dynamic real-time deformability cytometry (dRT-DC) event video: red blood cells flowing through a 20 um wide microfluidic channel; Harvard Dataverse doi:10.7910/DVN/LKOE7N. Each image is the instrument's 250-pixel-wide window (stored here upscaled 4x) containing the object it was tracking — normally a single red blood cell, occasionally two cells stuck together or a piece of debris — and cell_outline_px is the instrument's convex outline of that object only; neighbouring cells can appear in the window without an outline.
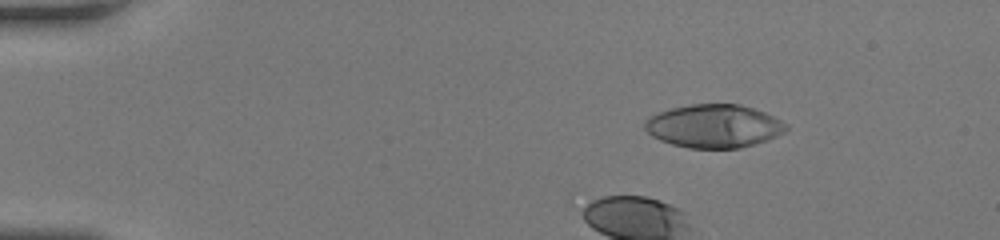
{"species": "human", "species_latin": "Homo sapiens", "temperature_condition": "room temperature", "stored_images_in_passage": 40, "camera_frame_rate_fps": 3000, "um_per_image_px": 0.085, "donor": {"sex": "female"}, "frame": {"image": 1, "passage_image": 7, "time_ms": 2.0, "image_size_px": [1000, 240], "cell_outline_px": [[788, 128], [784, 132], [768, 140], [740, 148], [688, 148], [672, 144], [660, 140], [652, 136], [644, 128], [644, 120], [648, 116], [656, 112], [672, 108], [692, 104], [740, 104], [764, 112], [788, 124]], "centroid_in_image_um": [60.65, 10.72], "position_along_channel_um": 24.3, "area_um2": 35.72}, "authors_computed_cell_mechanics": {"area_um2": 34.3332, "velocity_mm_per_s": 4.2046, "shape_relaxation_time_tau1_ms": 2.1879, "shape_relaxation_time_tau2_ms": null, "deformation_change_tau1": 0.1384, "deformation_change_tau2": null}}